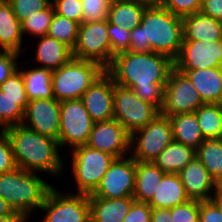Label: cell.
I'll return each instance as SVG.
<instances>
[{"label": "cell", "mask_w": 222, "mask_h": 222, "mask_svg": "<svg viewBox=\"0 0 222 222\" xmlns=\"http://www.w3.org/2000/svg\"><path fill=\"white\" fill-rule=\"evenodd\" d=\"M189 200L178 173H165L148 204L152 209H171Z\"/></svg>", "instance_id": "7402d4cb"}, {"label": "cell", "mask_w": 222, "mask_h": 222, "mask_svg": "<svg viewBox=\"0 0 222 222\" xmlns=\"http://www.w3.org/2000/svg\"><path fill=\"white\" fill-rule=\"evenodd\" d=\"M145 5L146 7H158L161 4V0H131Z\"/></svg>", "instance_id": "f907efd6"}, {"label": "cell", "mask_w": 222, "mask_h": 222, "mask_svg": "<svg viewBox=\"0 0 222 222\" xmlns=\"http://www.w3.org/2000/svg\"><path fill=\"white\" fill-rule=\"evenodd\" d=\"M73 57L99 63L107 69L111 65V44L108 35V19L82 22L72 50Z\"/></svg>", "instance_id": "9c48e42d"}, {"label": "cell", "mask_w": 222, "mask_h": 222, "mask_svg": "<svg viewBox=\"0 0 222 222\" xmlns=\"http://www.w3.org/2000/svg\"><path fill=\"white\" fill-rule=\"evenodd\" d=\"M152 208L148 203L135 201L123 222H150Z\"/></svg>", "instance_id": "ee69618b"}, {"label": "cell", "mask_w": 222, "mask_h": 222, "mask_svg": "<svg viewBox=\"0 0 222 222\" xmlns=\"http://www.w3.org/2000/svg\"><path fill=\"white\" fill-rule=\"evenodd\" d=\"M136 160L128 157L116 158L96 190L88 196L106 199L133 197L135 190Z\"/></svg>", "instance_id": "4fadbf2b"}, {"label": "cell", "mask_w": 222, "mask_h": 222, "mask_svg": "<svg viewBox=\"0 0 222 222\" xmlns=\"http://www.w3.org/2000/svg\"><path fill=\"white\" fill-rule=\"evenodd\" d=\"M113 108L114 119L118 120L130 135L144 128L160 113L155 106L140 99L131 88L115 82Z\"/></svg>", "instance_id": "ba28073f"}, {"label": "cell", "mask_w": 222, "mask_h": 222, "mask_svg": "<svg viewBox=\"0 0 222 222\" xmlns=\"http://www.w3.org/2000/svg\"><path fill=\"white\" fill-rule=\"evenodd\" d=\"M22 124L40 135L58 140L60 102L55 98L29 101Z\"/></svg>", "instance_id": "2e32d148"}, {"label": "cell", "mask_w": 222, "mask_h": 222, "mask_svg": "<svg viewBox=\"0 0 222 222\" xmlns=\"http://www.w3.org/2000/svg\"><path fill=\"white\" fill-rule=\"evenodd\" d=\"M217 187H222V178H221V180L217 183Z\"/></svg>", "instance_id": "f5cc1de1"}, {"label": "cell", "mask_w": 222, "mask_h": 222, "mask_svg": "<svg viewBox=\"0 0 222 222\" xmlns=\"http://www.w3.org/2000/svg\"><path fill=\"white\" fill-rule=\"evenodd\" d=\"M203 0H161L160 6L181 18L199 12Z\"/></svg>", "instance_id": "8d00e7d4"}, {"label": "cell", "mask_w": 222, "mask_h": 222, "mask_svg": "<svg viewBox=\"0 0 222 222\" xmlns=\"http://www.w3.org/2000/svg\"><path fill=\"white\" fill-rule=\"evenodd\" d=\"M217 190L222 195V187H217Z\"/></svg>", "instance_id": "db71d44e"}, {"label": "cell", "mask_w": 222, "mask_h": 222, "mask_svg": "<svg viewBox=\"0 0 222 222\" xmlns=\"http://www.w3.org/2000/svg\"><path fill=\"white\" fill-rule=\"evenodd\" d=\"M0 222H28L21 215L0 216Z\"/></svg>", "instance_id": "681fc988"}, {"label": "cell", "mask_w": 222, "mask_h": 222, "mask_svg": "<svg viewBox=\"0 0 222 222\" xmlns=\"http://www.w3.org/2000/svg\"><path fill=\"white\" fill-rule=\"evenodd\" d=\"M40 210L47 214L42 222H90V203L87 194H63L53 186Z\"/></svg>", "instance_id": "30bf717a"}, {"label": "cell", "mask_w": 222, "mask_h": 222, "mask_svg": "<svg viewBox=\"0 0 222 222\" xmlns=\"http://www.w3.org/2000/svg\"><path fill=\"white\" fill-rule=\"evenodd\" d=\"M13 8L17 19L22 23L32 11H41L47 8L52 0H7Z\"/></svg>", "instance_id": "74e56055"}, {"label": "cell", "mask_w": 222, "mask_h": 222, "mask_svg": "<svg viewBox=\"0 0 222 222\" xmlns=\"http://www.w3.org/2000/svg\"><path fill=\"white\" fill-rule=\"evenodd\" d=\"M178 175L190 200L210 201L218 191L217 183L196 156Z\"/></svg>", "instance_id": "ac0fdd59"}, {"label": "cell", "mask_w": 222, "mask_h": 222, "mask_svg": "<svg viewBox=\"0 0 222 222\" xmlns=\"http://www.w3.org/2000/svg\"><path fill=\"white\" fill-rule=\"evenodd\" d=\"M183 39L181 17L161 6L147 7L140 25L131 30L129 51L161 53L175 60L181 50Z\"/></svg>", "instance_id": "7a4b0ae2"}, {"label": "cell", "mask_w": 222, "mask_h": 222, "mask_svg": "<svg viewBox=\"0 0 222 222\" xmlns=\"http://www.w3.org/2000/svg\"><path fill=\"white\" fill-rule=\"evenodd\" d=\"M29 103L28 98H10L0 90V127L5 130L8 127L22 124L24 111Z\"/></svg>", "instance_id": "1f68e13d"}, {"label": "cell", "mask_w": 222, "mask_h": 222, "mask_svg": "<svg viewBox=\"0 0 222 222\" xmlns=\"http://www.w3.org/2000/svg\"><path fill=\"white\" fill-rule=\"evenodd\" d=\"M174 140L168 116L159 113L144 128L131 135V157L140 162H153Z\"/></svg>", "instance_id": "52a82bcc"}, {"label": "cell", "mask_w": 222, "mask_h": 222, "mask_svg": "<svg viewBox=\"0 0 222 222\" xmlns=\"http://www.w3.org/2000/svg\"><path fill=\"white\" fill-rule=\"evenodd\" d=\"M18 70L22 73L25 90L29 101L36 99L54 98L52 89V70L41 67H34L29 70L25 68Z\"/></svg>", "instance_id": "4316f807"}, {"label": "cell", "mask_w": 222, "mask_h": 222, "mask_svg": "<svg viewBox=\"0 0 222 222\" xmlns=\"http://www.w3.org/2000/svg\"><path fill=\"white\" fill-rule=\"evenodd\" d=\"M195 154L218 183L222 178V138L205 139L195 150Z\"/></svg>", "instance_id": "f546056e"}, {"label": "cell", "mask_w": 222, "mask_h": 222, "mask_svg": "<svg viewBox=\"0 0 222 222\" xmlns=\"http://www.w3.org/2000/svg\"><path fill=\"white\" fill-rule=\"evenodd\" d=\"M130 30H125L108 21V35L111 44V63L115 55L129 51Z\"/></svg>", "instance_id": "e575fe53"}, {"label": "cell", "mask_w": 222, "mask_h": 222, "mask_svg": "<svg viewBox=\"0 0 222 222\" xmlns=\"http://www.w3.org/2000/svg\"><path fill=\"white\" fill-rule=\"evenodd\" d=\"M110 3L117 2L119 0H108Z\"/></svg>", "instance_id": "11a10c76"}, {"label": "cell", "mask_w": 222, "mask_h": 222, "mask_svg": "<svg viewBox=\"0 0 222 222\" xmlns=\"http://www.w3.org/2000/svg\"><path fill=\"white\" fill-rule=\"evenodd\" d=\"M93 124L94 122L80 99L61 101L59 147L68 144L73 149L86 145Z\"/></svg>", "instance_id": "8fae6325"}, {"label": "cell", "mask_w": 222, "mask_h": 222, "mask_svg": "<svg viewBox=\"0 0 222 222\" xmlns=\"http://www.w3.org/2000/svg\"><path fill=\"white\" fill-rule=\"evenodd\" d=\"M105 71L97 62L72 57L59 69L52 71L54 98L59 102L80 99Z\"/></svg>", "instance_id": "5b68a950"}, {"label": "cell", "mask_w": 222, "mask_h": 222, "mask_svg": "<svg viewBox=\"0 0 222 222\" xmlns=\"http://www.w3.org/2000/svg\"><path fill=\"white\" fill-rule=\"evenodd\" d=\"M173 68L174 60L167 55L126 51L115 55L106 71L116 84L131 88L140 99L161 111L164 88Z\"/></svg>", "instance_id": "6da1fadb"}, {"label": "cell", "mask_w": 222, "mask_h": 222, "mask_svg": "<svg viewBox=\"0 0 222 222\" xmlns=\"http://www.w3.org/2000/svg\"><path fill=\"white\" fill-rule=\"evenodd\" d=\"M211 201L219 208V211L222 214V195L217 191Z\"/></svg>", "instance_id": "816d5d0a"}, {"label": "cell", "mask_w": 222, "mask_h": 222, "mask_svg": "<svg viewBox=\"0 0 222 222\" xmlns=\"http://www.w3.org/2000/svg\"><path fill=\"white\" fill-rule=\"evenodd\" d=\"M56 14L81 24L83 22V9L81 0H52Z\"/></svg>", "instance_id": "f35d334b"}, {"label": "cell", "mask_w": 222, "mask_h": 222, "mask_svg": "<svg viewBox=\"0 0 222 222\" xmlns=\"http://www.w3.org/2000/svg\"><path fill=\"white\" fill-rule=\"evenodd\" d=\"M150 222H173L170 208H153Z\"/></svg>", "instance_id": "7dc6e473"}, {"label": "cell", "mask_w": 222, "mask_h": 222, "mask_svg": "<svg viewBox=\"0 0 222 222\" xmlns=\"http://www.w3.org/2000/svg\"><path fill=\"white\" fill-rule=\"evenodd\" d=\"M8 215H20L18 212L14 211L9 203L0 197V216Z\"/></svg>", "instance_id": "c3c4849f"}, {"label": "cell", "mask_w": 222, "mask_h": 222, "mask_svg": "<svg viewBox=\"0 0 222 222\" xmlns=\"http://www.w3.org/2000/svg\"><path fill=\"white\" fill-rule=\"evenodd\" d=\"M19 56L20 54L12 51H0V85L18 70L19 63H17V59Z\"/></svg>", "instance_id": "7bdbcfd3"}, {"label": "cell", "mask_w": 222, "mask_h": 222, "mask_svg": "<svg viewBox=\"0 0 222 222\" xmlns=\"http://www.w3.org/2000/svg\"><path fill=\"white\" fill-rule=\"evenodd\" d=\"M195 155L193 148L173 140L153 163L164 173H179Z\"/></svg>", "instance_id": "83f0119b"}, {"label": "cell", "mask_w": 222, "mask_h": 222, "mask_svg": "<svg viewBox=\"0 0 222 222\" xmlns=\"http://www.w3.org/2000/svg\"><path fill=\"white\" fill-rule=\"evenodd\" d=\"M147 7L131 0H119L110 3L108 21L125 30H133L140 25L143 13Z\"/></svg>", "instance_id": "f1b7e54d"}, {"label": "cell", "mask_w": 222, "mask_h": 222, "mask_svg": "<svg viewBox=\"0 0 222 222\" xmlns=\"http://www.w3.org/2000/svg\"><path fill=\"white\" fill-rule=\"evenodd\" d=\"M179 71L189 78L204 104H222V67Z\"/></svg>", "instance_id": "d6986e66"}, {"label": "cell", "mask_w": 222, "mask_h": 222, "mask_svg": "<svg viewBox=\"0 0 222 222\" xmlns=\"http://www.w3.org/2000/svg\"><path fill=\"white\" fill-rule=\"evenodd\" d=\"M52 187V184L40 178L35 172L21 168L0 174V197L26 221L30 219L33 210L42 207Z\"/></svg>", "instance_id": "277c9868"}, {"label": "cell", "mask_w": 222, "mask_h": 222, "mask_svg": "<svg viewBox=\"0 0 222 222\" xmlns=\"http://www.w3.org/2000/svg\"><path fill=\"white\" fill-rule=\"evenodd\" d=\"M183 41H222V21L203 14L201 11L182 18Z\"/></svg>", "instance_id": "ffe728a7"}, {"label": "cell", "mask_w": 222, "mask_h": 222, "mask_svg": "<svg viewBox=\"0 0 222 222\" xmlns=\"http://www.w3.org/2000/svg\"><path fill=\"white\" fill-rule=\"evenodd\" d=\"M0 90L10 98H28L23 76L19 70H16L0 85Z\"/></svg>", "instance_id": "b9f144b4"}, {"label": "cell", "mask_w": 222, "mask_h": 222, "mask_svg": "<svg viewBox=\"0 0 222 222\" xmlns=\"http://www.w3.org/2000/svg\"><path fill=\"white\" fill-rule=\"evenodd\" d=\"M175 141L196 150L205 140L195 112L169 116Z\"/></svg>", "instance_id": "484cf974"}, {"label": "cell", "mask_w": 222, "mask_h": 222, "mask_svg": "<svg viewBox=\"0 0 222 222\" xmlns=\"http://www.w3.org/2000/svg\"><path fill=\"white\" fill-rule=\"evenodd\" d=\"M9 137L17 168L30 172H47L58 175L63 172L62 156L58 140L38 134L23 124L5 129ZM61 156V157H60Z\"/></svg>", "instance_id": "3957f363"}, {"label": "cell", "mask_w": 222, "mask_h": 222, "mask_svg": "<svg viewBox=\"0 0 222 222\" xmlns=\"http://www.w3.org/2000/svg\"><path fill=\"white\" fill-rule=\"evenodd\" d=\"M83 22L104 21L108 19L110 2L108 0H81Z\"/></svg>", "instance_id": "d590c367"}, {"label": "cell", "mask_w": 222, "mask_h": 222, "mask_svg": "<svg viewBox=\"0 0 222 222\" xmlns=\"http://www.w3.org/2000/svg\"><path fill=\"white\" fill-rule=\"evenodd\" d=\"M164 174L153 162L136 161L135 190L133 193L135 201L148 203L153 198Z\"/></svg>", "instance_id": "d4e9b609"}, {"label": "cell", "mask_w": 222, "mask_h": 222, "mask_svg": "<svg viewBox=\"0 0 222 222\" xmlns=\"http://www.w3.org/2000/svg\"><path fill=\"white\" fill-rule=\"evenodd\" d=\"M204 103L189 78L173 68L164 88L162 115L193 113Z\"/></svg>", "instance_id": "7c38bea8"}, {"label": "cell", "mask_w": 222, "mask_h": 222, "mask_svg": "<svg viewBox=\"0 0 222 222\" xmlns=\"http://www.w3.org/2000/svg\"><path fill=\"white\" fill-rule=\"evenodd\" d=\"M72 172L76 182V192L92 194L99 186L102 177L116 159L115 156L87 145L72 149Z\"/></svg>", "instance_id": "8992f818"}, {"label": "cell", "mask_w": 222, "mask_h": 222, "mask_svg": "<svg viewBox=\"0 0 222 222\" xmlns=\"http://www.w3.org/2000/svg\"><path fill=\"white\" fill-rule=\"evenodd\" d=\"M35 61L41 64L39 67L50 70L59 69L66 64L72 57V49L65 43L54 39L48 35L39 37Z\"/></svg>", "instance_id": "cb8c5ba5"}, {"label": "cell", "mask_w": 222, "mask_h": 222, "mask_svg": "<svg viewBox=\"0 0 222 222\" xmlns=\"http://www.w3.org/2000/svg\"><path fill=\"white\" fill-rule=\"evenodd\" d=\"M211 67H222V41H183L174 68L197 70Z\"/></svg>", "instance_id": "9a60e30c"}, {"label": "cell", "mask_w": 222, "mask_h": 222, "mask_svg": "<svg viewBox=\"0 0 222 222\" xmlns=\"http://www.w3.org/2000/svg\"><path fill=\"white\" fill-rule=\"evenodd\" d=\"M131 135L116 119L95 122L86 145L107 152L116 158L126 157L130 150Z\"/></svg>", "instance_id": "5bb4252c"}, {"label": "cell", "mask_w": 222, "mask_h": 222, "mask_svg": "<svg viewBox=\"0 0 222 222\" xmlns=\"http://www.w3.org/2000/svg\"><path fill=\"white\" fill-rule=\"evenodd\" d=\"M17 168L12 146L6 130H0V174L8 173Z\"/></svg>", "instance_id": "60d3db41"}, {"label": "cell", "mask_w": 222, "mask_h": 222, "mask_svg": "<svg viewBox=\"0 0 222 222\" xmlns=\"http://www.w3.org/2000/svg\"><path fill=\"white\" fill-rule=\"evenodd\" d=\"M54 12L52 3L41 11H32L21 23L23 36L26 33L37 38L47 35Z\"/></svg>", "instance_id": "836d02e7"}, {"label": "cell", "mask_w": 222, "mask_h": 222, "mask_svg": "<svg viewBox=\"0 0 222 222\" xmlns=\"http://www.w3.org/2000/svg\"><path fill=\"white\" fill-rule=\"evenodd\" d=\"M92 222H123L135 202L133 197L106 199L88 196Z\"/></svg>", "instance_id": "44dd1931"}, {"label": "cell", "mask_w": 222, "mask_h": 222, "mask_svg": "<svg viewBox=\"0 0 222 222\" xmlns=\"http://www.w3.org/2000/svg\"><path fill=\"white\" fill-rule=\"evenodd\" d=\"M200 11L205 15L222 21V0H203Z\"/></svg>", "instance_id": "bcb514c9"}, {"label": "cell", "mask_w": 222, "mask_h": 222, "mask_svg": "<svg viewBox=\"0 0 222 222\" xmlns=\"http://www.w3.org/2000/svg\"><path fill=\"white\" fill-rule=\"evenodd\" d=\"M113 97L114 80L105 71L86 90L80 100L95 123L114 119Z\"/></svg>", "instance_id": "e0dca14e"}, {"label": "cell", "mask_w": 222, "mask_h": 222, "mask_svg": "<svg viewBox=\"0 0 222 222\" xmlns=\"http://www.w3.org/2000/svg\"><path fill=\"white\" fill-rule=\"evenodd\" d=\"M79 23L54 12L47 35L65 43L72 50L76 45Z\"/></svg>", "instance_id": "d6a6232c"}, {"label": "cell", "mask_w": 222, "mask_h": 222, "mask_svg": "<svg viewBox=\"0 0 222 222\" xmlns=\"http://www.w3.org/2000/svg\"><path fill=\"white\" fill-rule=\"evenodd\" d=\"M195 114L205 139L222 138V104L205 103Z\"/></svg>", "instance_id": "4dcf8cb0"}, {"label": "cell", "mask_w": 222, "mask_h": 222, "mask_svg": "<svg viewBox=\"0 0 222 222\" xmlns=\"http://www.w3.org/2000/svg\"><path fill=\"white\" fill-rule=\"evenodd\" d=\"M200 201L189 200L171 208L173 222H199Z\"/></svg>", "instance_id": "ab89813d"}, {"label": "cell", "mask_w": 222, "mask_h": 222, "mask_svg": "<svg viewBox=\"0 0 222 222\" xmlns=\"http://www.w3.org/2000/svg\"><path fill=\"white\" fill-rule=\"evenodd\" d=\"M199 222H222V214L211 200L200 201Z\"/></svg>", "instance_id": "f6af8a7d"}, {"label": "cell", "mask_w": 222, "mask_h": 222, "mask_svg": "<svg viewBox=\"0 0 222 222\" xmlns=\"http://www.w3.org/2000/svg\"><path fill=\"white\" fill-rule=\"evenodd\" d=\"M23 38L21 22L14 14L12 5L7 0H2L0 2L1 49L21 54Z\"/></svg>", "instance_id": "603a6c76"}]
</instances>
